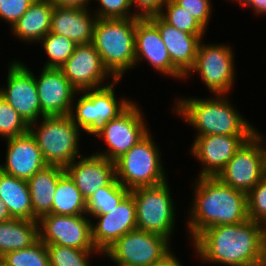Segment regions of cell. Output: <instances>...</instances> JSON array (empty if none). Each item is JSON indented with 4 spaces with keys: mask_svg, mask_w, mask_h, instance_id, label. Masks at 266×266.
<instances>
[{
    "mask_svg": "<svg viewBox=\"0 0 266 266\" xmlns=\"http://www.w3.org/2000/svg\"><path fill=\"white\" fill-rule=\"evenodd\" d=\"M39 239L46 245L97 250L92 240L91 219L87 215L45 214L39 220Z\"/></svg>",
    "mask_w": 266,
    "mask_h": 266,
    "instance_id": "5bb4252c",
    "label": "cell"
},
{
    "mask_svg": "<svg viewBox=\"0 0 266 266\" xmlns=\"http://www.w3.org/2000/svg\"><path fill=\"white\" fill-rule=\"evenodd\" d=\"M60 69L78 92L101 88L115 80L105 69L92 43L76 45L73 54Z\"/></svg>",
    "mask_w": 266,
    "mask_h": 266,
    "instance_id": "9a60e30c",
    "label": "cell"
},
{
    "mask_svg": "<svg viewBox=\"0 0 266 266\" xmlns=\"http://www.w3.org/2000/svg\"><path fill=\"white\" fill-rule=\"evenodd\" d=\"M6 141L5 162L0 164L2 172L28 180L47 166L30 131Z\"/></svg>",
    "mask_w": 266,
    "mask_h": 266,
    "instance_id": "ffe728a7",
    "label": "cell"
},
{
    "mask_svg": "<svg viewBox=\"0 0 266 266\" xmlns=\"http://www.w3.org/2000/svg\"><path fill=\"white\" fill-rule=\"evenodd\" d=\"M178 6L190 13L206 29L212 15L211 0H173Z\"/></svg>",
    "mask_w": 266,
    "mask_h": 266,
    "instance_id": "8d00e7d4",
    "label": "cell"
},
{
    "mask_svg": "<svg viewBox=\"0 0 266 266\" xmlns=\"http://www.w3.org/2000/svg\"><path fill=\"white\" fill-rule=\"evenodd\" d=\"M238 266H266V257L253 263Z\"/></svg>",
    "mask_w": 266,
    "mask_h": 266,
    "instance_id": "ee69618b",
    "label": "cell"
},
{
    "mask_svg": "<svg viewBox=\"0 0 266 266\" xmlns=\"http://www.w3.org/2000/svg\"><path fill=\"white\" fill-rule=\"evenodd\" d=\"M30 125L0 96V136L6 140L29 132Z\"/></svg>",
    "mask_w": 266,
    "mask_h": 266,
    "instance_id": "836d02e7",
    "label": "cell"
},
{
    "mask_svg": "<svg viewBox=\"0 0 266 266\" xmlns=\"http://www.w3.org/2000/svg\"><path fill=\"white\" fill-rule=\"evenodd\" d=\"M12 219L6 205L0 199V223Z\"/></svg>",
    "mask_w": 266,
    "mask_h": 266,
    "instance_id": "7bdbcfd3",
    "label": "cell"
},
{
    "mask_svg": "<svg viewBox=\"0 0 266 266\" xmlns=\"http://www.w3.org/2000/svg\"><path fill=\"white\" fill-rule=\"evenodd\" d=\"M92 218V240L96 249L103 253L123 235L137 229L133 195L129 192L110 213L95 215Z\"/></svg>",
    "mask_w": 266,
    "mask_h": 266,
    "instance_id": "ac0fdd59",
    "label": "cell"
},
{
    "mask_svg": "<svg viewBox=\"0 0 266 266\" xmlns=\"http://www.w3.org/2000/svg\"><path fill=\"white\" fill-rule=\"evenodd\" d=\"M201 39L195 63L183 81L195 74L201 76L202 84L213 95L229 94L236 80L234 48L230 44L208 43ZM195 73V74H194ZM230 91V92H229Z\"/></svg>",
    "mask_w": 266,
    "mask_h": 266,
    "instance_id": "9c48e42d",
    "label": "cell"
},
{
    "mask_svg": "<svg viewBox=\"0 0 266 266\" xmlns=\"http://www.w3.org/2000/svg\"><path fill=\"white\" fill-rule=\"evenodd\" d=\"M119 82L120 80H114L107 86L76 93V103H72L69 116L86 135L92 137L98 129L118 117L134 102L128 97H116L114 87Z\"/></svg>",
    "mask_w": 266,
    "mask_h": 266,
    "instance_id": "52a82bcc",
    "label": "cell"
},
{
    "mask_svg": "<svg viewBox=\"0 0 266 266\" xmlns=\"http://www.w3.org/2000/svg\"><path fill=\"white\" fill-rule=\"evenodd\" d=\"M192 186L187 231L192 241L205 229L248 220L247 194L224 184L218 177H198Z\"/></svg>",
    "mask_w": 266,
    "mask_h": 266,
    "instance_id": "7a4b0ae2",
    "label": "cell"
},
{
    "mask_svg": "<svg viewBox=\"0 0 266 266\" xmlns=\"http://www.w3.org/2000/svg\"><path fill=\"white\" fill-rule=\"evenodd\" d=\"M47 165L66 168L82 156L79 142L83 132L69 115L44 116L29 127Z\"/></svg>",
    "mask_w": 266,
    "mask_h": 266,
    "instance_id": "5b68a950",
    "label": "cell"
},
{
    "mask_svg": "<svg viewBox=\"0 0 266 266\" xmlns=\"http://www.w3.org/2000/svg\"><path fill=\"white\" fill-rule=\"evenodd\" d=\"M247 215L266 226V175L247 193Z\"/></svg>",
    "mask_w": 266,
    "mask_h": 266,
    "instance_id": "e575fe53",
    "label": "cell"
},
{
    "mask_svg": "<svg viewBox=\"0 0 266 266\" xmlns=\"http://www.w3.org/2000/svg\"><path fill=\"white\" fill-rule=\"evenodd\" d=\"M170 242L162 235L136 229L115 241L102 255L119 266H153L172 250Z\"/></svg>",
    "mask_w": 266,
    "mask_h": 266,
    "instance_id": "7c38bea8",
    "label": "cell"
},
{
    "mask_svg": "<svg viewBox=\"0 0 266 266\" xmlns=\"http://www.w3.org/2000/svg\"><path fill=\"white\" fill-rule=\"evenodd\" d=\"M158 16L180 31L191 34H206L207 29L173 0H167Z\"/></svg>",
    "mask_w": 266,
    "mask_h": 266,
    "instance_id": "4dcf8cb0",
    "label": "cell"
},
{
    "mask_svg": "<svg viewBox=\"0 0 266 266\" xmlns=\"http://www.w3.org/2000/svg\"><path fill=\"white\" fill-rule=\"evenodd\" d=\"M48 56L43 67L60 68L73 54L76 44L62 35L48 32L39 42Z\"/></svg>",
    "mask_w": 266,
    "mask_h": 266,
    "instance_id": "f546056e",
    "label": "cell"
},
{
    "mask_svg": "<svg viewBox=\"0 0 266 266\" xmlns=\"http://www.w3.org/2000/svg\"><path fill=\"white\" fill-rule=\"evenodd\" d=\"M168 183L169 179L158 185L133 189L130 193L136 205L137 229L171 241L176 229L177 209Z\"/></svg>",
    "mask_w": 266,
    "mask_h": 266,
    "instance_id": "ba28073f",
    "label": "cell"
},
{
    "mask_svg": "<svg viewBox=\"0 0 266 266\" xmlns=\"http://www.w3.org/2000/svg\"><path fill=\"white\" fill-rule=\"evenodd\" d=\"M1 260L7 266H50L46 244L40 239L27 248L4 254Z\"/></svg>",
    "mask_w": 266,
    "mask_h": 266,
    "instance_id": "d6a6232c",
    "label": "cell"
},
{
    "mask_svg": "<svg viewBox=\"0 0 266 266\" xmlns=\"http://www.w3.org/2000/svg\"><path fill=\"white\" fill-rule=\"evenodd\" d=\"M191 244L200 262L220 266L249 264L266 257L265 226L249 219L213 226L202 231Z\"/></svg>",
    "mask_w": 266,
    "mask_h": 266,
    "instance_id": "6da1fadb",
    "label": "cell"
},
{
    "mask_svg": "<svg viewBox=\"0 0 266 266\" xmlns=\"http://www.w3.org/2000/svg\"><path fill=\"white\" fill-rule=\"evenodd\" d=\"M52 214L86 215V199L66 172L57 181Z\"/></svg>",
    "mask_w": 266,
    "mask_h": 266,
    "instance_id": "83f0119b",
    "label": "cell"
},
{
    "mask_svg": "<svg viewBox=\"0 0 266 266\" xmlns=\"http://www.w3.org/2000/svg\"><path fill=\"white\" fill-rule=\"evenodd\" d=\"M229 1V0H227ZM233 3H238L239 7L241 6L244 10L251 7L256 16H265L266 15V0H231Z\"/></svg>",
    "mask_w": 266,
    "mask_h": 266,
    "instance_id": "ab89813d",
    "label": "cell"
},
{
    "mask_svg": "<svg viewBox=\"0 0 266 266\" xmlns=\"http://www.w3.org/2000/svg\"><path fill=\"white\" fill-rule=\"evenodd\" d=\"M54 5L49 0H35L25 14L9 29L22 42L39 43L51 29ZM22 39V40H21Z\"/></svg>",
    "mask_w": 266,
    "mask_h": 266,
    "instance_id": "cb8c5ba5",
    "label": "cell"
},
{
    "mask_svg": "<svg viewBox=\"0 0 266 266\" xmlns=\"http://www.w3.org/2000/svg\"><path fill=\"white\" fill-rule=\"evenodd\" d=\"M155 142L149 132L115 161L116 179L129 191L158 185L168 180L161 157L162 150Z\"/></svg>",
    "mask_w": 266,
    "mask_h": 266,
    "instance_id": "8992f818",
    "label": "cell"
},
{
    "mask_svg": "<svg viewBox=\"0 0 266 266\" xmlns=\"http://www.w3.org/2000/svg\"><path fill=\"white\" fill-rule=\"evenodd\" d=\"M54 6L57 7H79V8H89L88 5L93 0H49Z\"/></svg>",
    "mask_w": 266,
    "mask_h": 266,
    "instance_id": "60d3db41",
    "label": "cell"
},
{
    "mask_svg": "<svg viewBox=\"0 0 266 266\" xmlns=\"http://www.w3.org/2000/svg\"><path fill=\"white\" fill-rule=\"evenodd\" d=\"M35 0H0V21L10 28L25 14Z\"/></svg>",
    "mask_w": 266,
    "mask_h": 266,
    "instance_id": "74e56055",
    "label": "cell"
},
{
    "mask_svg": "<svg viewBox=\"0 0 266 266\" xmlns=\"http://www.w3.org/2000/svg\"><path fill=\"white\" fill-rule=\"evenodd\" d=\"M266 136L257 131L218 174L229 187L248 193L266 175Z\"/></svg>",
    "mask_w": 266,
    "mask_h": 266,
    "instance_id": "8fae6325",
    "label": "cell"
},
{
    "mask_svg": "<svg viewBox=\"0 0 266 266\" xmlns=\"http://www.w3.org/2000/svg\"><path fill=\"white\" fill-rule=\"evenodd\" d=\"M97 2V9L92 13L97 18H134L137 17L132 9L131 0H93ZM133 12V13H132Z\"/></svg>",
    "mask_w": 266,
    "mask_h": 266,
    "instance_id": "d590c367",
    "label": "cell"
},
{
    "mask_svg": "<svg viewBox=\"0 0 266 266\" xmlns=\"http://www.w3.org/2000/svg\"><path fill=\"white\" fill-rule=\"evenodd\" d=\"M129 192L115 178L108 186L99 188L86 200V215L91 218L95 215L110 213L111 209L117 207Z\"/></svg>",
    "mask_w": 266,
    "mask_h": 266,
    "instance_id": "f1b7e54d",
    "label": "cell"
},
{
    "mask_svg": "<svg viewBox=\"0 0 266 266\" xmlns=\"http://www.w3.org/2000/svg\"><path fill=\"white\" fill-rule=\"evenodd\" d=\"M134 18H97L92 44L100 54L105 69L115 80H121L129 70L135 69Z\"/></svg>",
    "mask_w": 266,
    "mask_h": 266,
    "instance_id": "277c9868",
    "label": "cell"
},
{
    "mask_svg": "<svg viewBox=\"0 0 266 266\" xmlns=\"http://www.w3.org/2000/svg\"><path fill=\"white\" fill-rule=\"evenodd\" d=\"M167 0H131L134 13L139 18L158 15Z\"/></svg>",
    "mask_w": 266,
    "mask_h": 266,
    "instance_id": "f35d334b",
    "label": "cell"
},
{
    "mask_svg": "<svg viewBox=\"0 0 266 266\" xmlns=\"http://www.w3.org/2000/svg\"><path fill=\"white\" fill-rule=\"evenodd\" d=\"M91 8L54 6L50 32L69 38L76 45L92 43L97 17Z\"/></svg>",
    "mask_w": 266,
    "mask_h": 266,
    "instance_id": "603a6c76",
    "label": "cell"
},
{
    "mask_svg": "<svg viewBox=\"0 0 266 266\" xmlns=\"http://www.w3.org/2000/svg\"><path fill=\"white\" fill-rule=\"evenodd\" d=\"M80 193L88 200L99 188L108 186L115 178V162L96 155H82L65 168Z\"/></svg>",
    "mask_w": 266,
    "mask_h": 266,
    "instance_id": "44dd1931",
    "label": "cell"
},
{
    "mask_svg": "<svg viewBox=\"0 0 266 266\" xmlns=\"http://www.w3.org/2000/svg\"><path fill=\"white\" fill-rule=\"evenodd\" d=\"M148 19L158 28L172 64L185 76L195 63L197 49L204 34L180 31L158 15L150 16Z\"/></svg>",
    "mask_w": 266,
    "mask_h": 266,
    "instance_id": "7402d4cb",
    "label": "cell"
},
{
    "mask_svg": "<svg viewBox=\"0 0 266 266\" xmlns=\"http://www.w3.org/2000/svg\"><path fill=\"white\" fill-rule=\"evenodd\" d=\"M46 247L50 266H91V257L102 255L99 250H80L54 244L46 245Z\"/></svg>",
    "mask_w": 266,
    "mask_h": 266,
    "instance_id": "1f68e13d",
    "label": "cell"
},
{
    "mask_svg": "<svg viewBox=\"0 0 266 266\" xmlns=\"http://www.w3.org/2000/svg\"><path fill=\"white\" fill-rule=\"evenodd\" d=\"M250 137L221 134L194 136L190 153L202 165L197 177H217Z\"/></svg>",
    "mask_w": 266,
    "mask_h": 266,
    "instance_id": "2e32d148",
    "label": "cell"
},
{
    "mask_svg": "<svg viewBox=\"0 0 266 266\" xmlns=\"http://www.w3.org/2000/svg\"><path fill=\"white\" fill-rule=\"evenodd\" d=\"M140 61H143V64L147 61L163 76L176 80L184 79V75L172 64L158 28L148 18H139L136 22L135 68L141 63Z\"/></svg>",
    "mask_w": 266,
    "mask_h": 266,
    "instance_id": "e0dca14e",
    "label": "cell"
},
{
    "mask_svg": "<svg viewBox=\"0 0 266 266\" xmlns=\"http://www.w3.org/2000/svg\"><path fill=\"white\" fill-rule=\"evenodd\" d=\"M178 98L175 99L172 112L196 129L194 136H252L258 131L232 104L228 94L212 95L211 98Z\"/></svg>",
    "mask_w": 266,
    "mask_h": 266,
    "instance_id": "3957f363",
    "label": "cell"
},
{
    "mask_svg": "<svg viewBox=\"0 0 266 266\" xmlns=\"http://www.w3.org/2000/svg\"><path fill=\"white\" fill-rule=\"evenodd\" d=\"M178 256L173 251H169L162 259L156 262L153 266H184L181 264Z\"/></svg>",
    "mask_w": 266,
    "mask_h": 266,
    "instance_id": "b9f144b4",
    "label": "cell"
},
{
    "mask_svg": "<svg viewBox=\"0 0 266 266\" xmlns=\"http://www.w3.org/2000/svg\"><path fill=\"white\" fill-rule=\"evenodd\" d=\"M39 239L38 220L12 218L0 223V258L12 251L27 248Z\"/></svg>",
    "mask_w": 266,
    "mask_h": 266,
    "instance_id": "4316f807",
    "label": "cell"
},
{
    "mask_svg": "<svg viewBox=\"0 0 266 266\" xmlns=\"http://www.w3.org/2000/svg\"><path fill=\"white\" fill-rule=\"evenodd\" d=\"M0 266H7L0 258Z\"/></svg>",
    "mask_w": 266,
    "mask_h": 266,
    "instance_id": "f6af8a7d",
    "label": "cell"
},
{
    "mask_svg": "<svg viewBox=\"0 0 266 266\" xmlns=\"http://www.w3.org/2000/svg\"><path fill=\"white\" fill-rule=\"evenodd\" d=\"M140 107L134 101L118 117L98 129L92 136L103 140L107 148L104 147L105 151L99 149L93 153L115 162L151 132L149 124L145 122L147 118H144L143 107Z\"/></svg>",
    "mask_w": 266,
    "mask_h": 266,
    "instance_id": "30bf717a",
    "label": "cell"
},
{
    "mask_svg": "<svg viewBox=\"0 0 266 266\" xmlns=\"http://www.w3.org/2000/svg\"><path fill=\"white\" fill-rule=\"evenodd\" d=\"M0 199L12 218L39 220L33 214L27 180L0 171Z\"/></svg>",
    "mask_w": 266,
    "mask_h": 266,
    "instance_id": "484cf974",
    "label": "cell"
},
{
    "mask_svg": "<svg viewBox=\"0 0 266 266\" xmlns=\"http://www.w3.org/2000/svg\"><path fill=\"white\" fill-rule=\"evenodd\" d=\"M64 173L65 169L62 167L47 165L27 180L33 214L38 219L45 214H52L57 181Z\"/></svg>",
    "mask_w": 266,
    "mask_h": 266,
    "instance_id": "d4e9b609",
    "label": "cell"
},
{
    "mask_svg": "<svg viewBox=\"0 0 266 266\" xmlns=\"http://www.w3.org/2000/svg\"><path fill=\"white\" fill-rule=\"evenodd\" d=\"M38 75L35 76V82L42 115H69L78 91L70 84L61 69L42 67Z\"/></svg>",
    "mask_w": 266,
    "mask_h": 266,
    "instance_id": "d6986e66",
    "label": "cell"
},
{
    "mask_svg": "<svg viewBox=\"0 0 266 266\" xmlns=\"http://www.w3.org/2000/svg\"><path fill=\"white\" fill-rule=\"evenodd\" d=\"M20 60L8 62L5 86L0 87V96L30 125L42 117L35 74Z\"/></svg>",
    "mask_w": 266,
    "mask_h": 266,
    "instance_id": "4fadbf2b",
    "label": "cell"
}]
</instances>
